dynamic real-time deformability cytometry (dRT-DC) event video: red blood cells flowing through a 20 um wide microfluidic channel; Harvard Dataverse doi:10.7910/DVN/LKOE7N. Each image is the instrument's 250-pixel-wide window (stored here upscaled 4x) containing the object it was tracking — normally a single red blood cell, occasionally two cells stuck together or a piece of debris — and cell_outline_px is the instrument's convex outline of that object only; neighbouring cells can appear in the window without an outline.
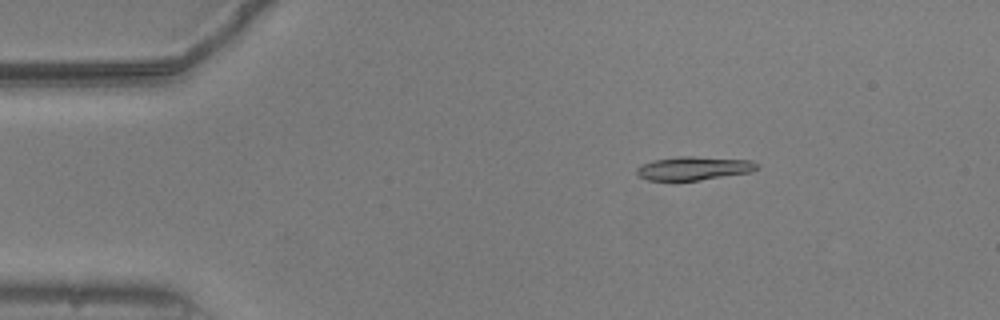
{"species": "common noctule bat (a hibernating species)", "species_latin": "Nyctalus noctula", "temperature_condition": "warm", "stored_images_in_passage": 51, "camera_frame_rate_fps": 3000, "um_per_image_px": 0.085, "animal": {"sex": "male", "body_mass_g": 20.5, "forearm_length_mm": 52.5}, "frame": {"image": 1, "passage_image": 6, "time_ms": 1.667, "image_size_px": [1000, 320], "cell_outline_px": [[760, 164], [752, 172], [700, 180], [648, 180], [640, 176], [636, 172], [636, 168], [644, 164], [656, 160], [680, 156], [692, 156], [752, 160]], "centroid_in_image_um": [59.03, 14.3], "position_along_channel_um": 26.0, "area_um2": 16.36}}
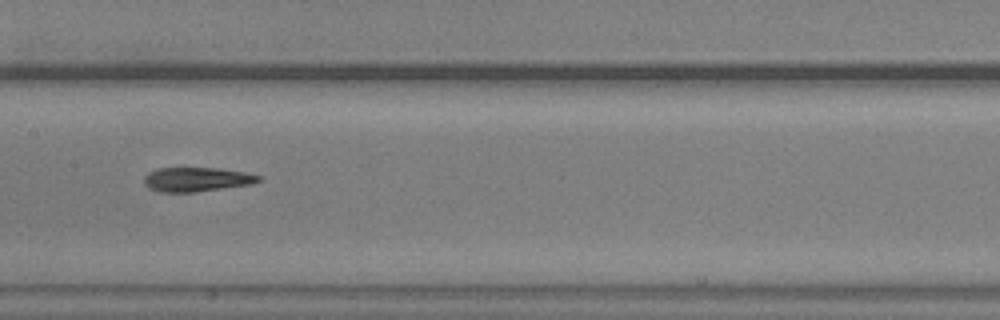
{"frame": {"image": 2, "passage_image": 24, "time_ms": 7.667, "image_size_px": [1000, 320], "cell_outline_px": [[264, 176], [260, 180], [252, 184], [192, 192], [160, 192], [148, 188], [144, 184], [144, 176], [148, 172], [156, 168], [220, 168], [244, 172]], "centroid_in_image_um": [16.7, 15.24], "position_along_channel_um": 190.7, "area_um2": 16.24}}
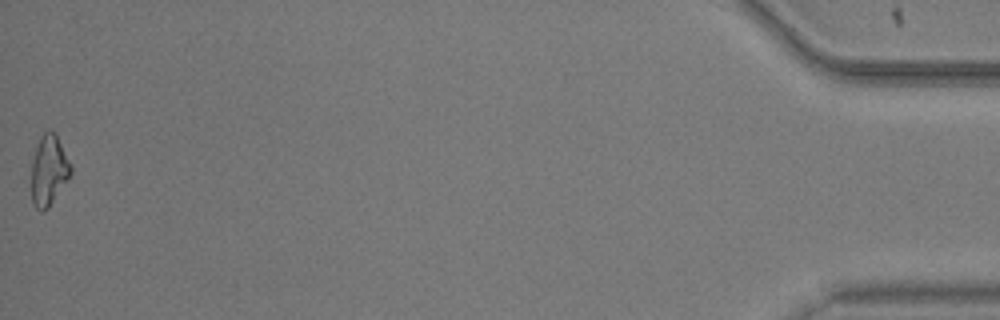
{"frame": {"image": 3, "passage_image": 51, "time_ms": 16.667, "image_size_px": [1000, 320], "cell_outline_px": [[72, 172], [48, 208], [40, 212], [32, 204], [32, 160], [40, 136], [48, 128], [52, 128], [56, 132], [72, 164]], "centroid_in_image_um": [4.16, 14.42], "position_along_channel_um": 431.0, "area_um2": 16.36}, "authors_computed_cell_mechanics": {"area_um2": 16.5308, "velocity_mm_per_s": 3.7828, "shape_relaxation_time_tau1_ms": 6.5963, "shape_relaxation_time_tau2_ms": 6.3948, "deformation_change_tau1": 0.1904, "deformation_change_tau2": 0.1348}}